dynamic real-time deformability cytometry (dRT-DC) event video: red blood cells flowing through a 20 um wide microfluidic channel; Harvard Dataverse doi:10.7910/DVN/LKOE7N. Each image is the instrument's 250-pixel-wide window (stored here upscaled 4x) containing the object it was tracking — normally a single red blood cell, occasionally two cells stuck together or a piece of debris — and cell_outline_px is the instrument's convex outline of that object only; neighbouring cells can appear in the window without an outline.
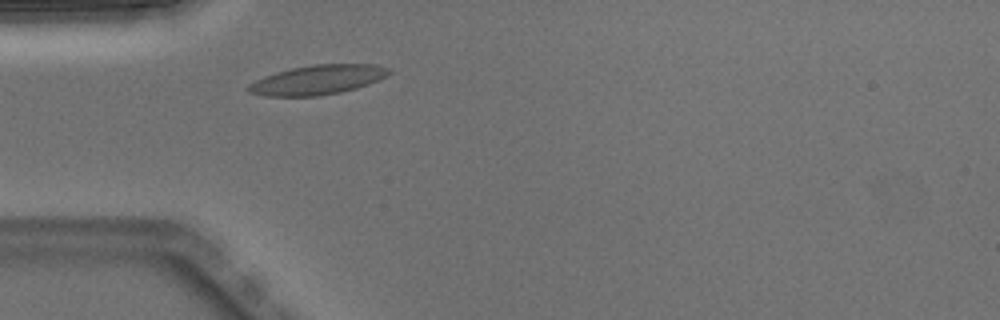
{"species": "Egyptian fruit bat (a non-hibernating species)", "species_latin": "Rousettus aegyptiacus", "temperature_condition": "warm", "stored_images_in_passage": 2, "camera_frame_rate_fps": 3000, "um_per_image_px": 0.085, "animal": {"sex": "male"}, "frame": {"image": 1, "passage_image": 2, "time_ms": 0.333, "image_size_px": [1000, 320], "cell_outline_px": [[392, 72], [368, 84], [356, 88], [340, 92], [316, 96], [264, 96], [248, 92], [244, 88], [248, 84], [264, 76], [276, 72], [292, 68], [312, 64], [376, 64], [392, 68]], "centroid_in_image_um": [26.97, 6.78], "position_along_channel_um": 58.0, "area_um2": 24.22}}